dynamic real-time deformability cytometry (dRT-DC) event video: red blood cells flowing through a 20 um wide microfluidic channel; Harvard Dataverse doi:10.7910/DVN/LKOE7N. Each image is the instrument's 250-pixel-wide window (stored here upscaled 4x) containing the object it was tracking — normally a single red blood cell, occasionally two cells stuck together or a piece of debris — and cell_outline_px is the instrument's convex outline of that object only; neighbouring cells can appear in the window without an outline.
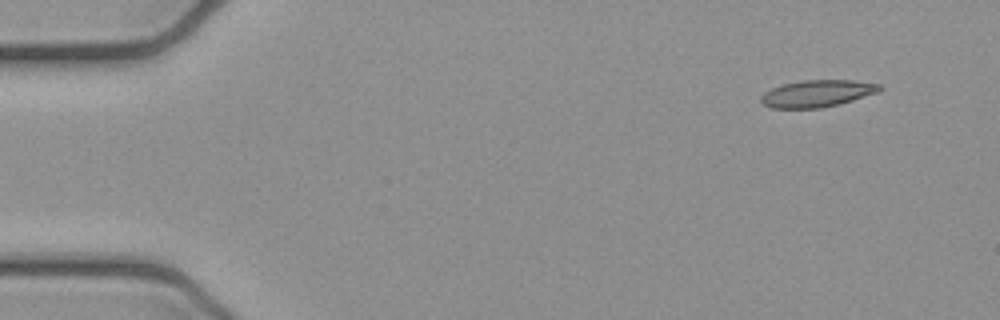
{"species": "common noctule bat (a hibernating species)", "species_latin": "Nyctalus noctula", "temperature_condition": "cold", "stored_images_in_passage": 5, "camera_frame_rate_fps": 3000, "um_per_image_px": 0.085, "animal": {"sex": "female", "body_mass_g": 21.9}, "frame": {"image": 1, "passage_image": 1, "time_ms": 0.0, "image_size_px": [1000, 320], "cell_outline_px": [[884, 88], [876, 92], [840, 104], [820, 108], [772, 108], [764, 104], [760, 100], [760, 96], [764, 92], [772, 88], [784, 84], [804, 80], [852, 80], [880, 84]], "centroid_in_image_um": [69.45, 7.95], "position_along_channel_um": 15.6, "area_um2": 18.5}}
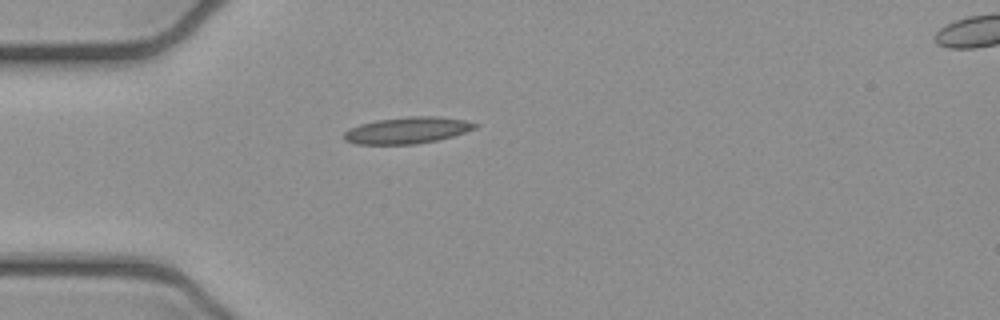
{"frame": {"image": 2, "passage_image": 4, "time_ms": 1.0, "image_size_px": [1000, 320], "cell_outline_px": [[480, 124], [476, 128], [452, 136], [436, 140], [416, 144], [356, 144], [344, 140], [344, 132], [348, 128], [360, 124], [376, 120], [408, 116], [436, 116], [464, 120]], "centroid_in_image_um": [34.59, 11.07], "position_along_channel_um": 50.4, "area_um2": 20.23}}